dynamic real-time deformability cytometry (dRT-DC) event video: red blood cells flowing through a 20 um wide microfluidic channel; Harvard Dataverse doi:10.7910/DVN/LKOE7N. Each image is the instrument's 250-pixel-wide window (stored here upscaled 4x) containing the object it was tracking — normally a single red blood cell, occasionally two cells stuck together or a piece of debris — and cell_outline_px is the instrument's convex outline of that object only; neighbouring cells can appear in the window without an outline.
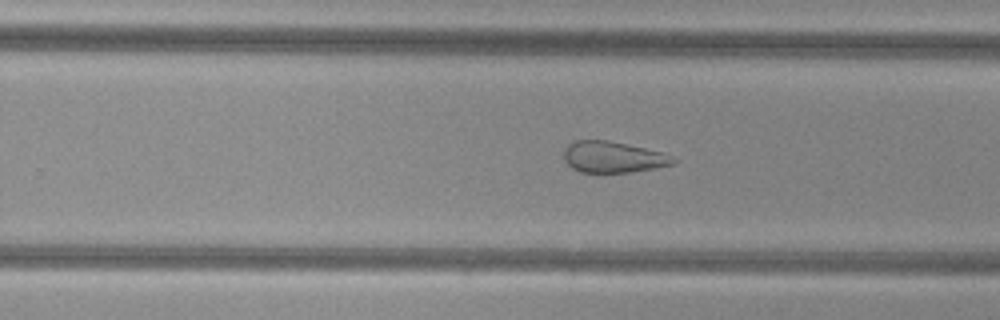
{"species": "common noctule bat (a hibernating species)", "species_latin": "Nyctalus noctula", "temperature_condition": "cold", "stored_images_in_passage": 46, "camera_frame_rate_fps": 3000, "um_per_image_px": 0.085, "animal": {"sex": "female", "body_mass_g": 29.2, "forearm_length_mm": 56.3}, "frame": {"image": 1, "passage_image": 27, "time_ms": 8.667, "image_size_px": [1000, 320], "cell_outline_px": [[680, 160], [672, 164], [656, 168], [628, 172], [580, 172], [572, 168], [564, 160], [564, 148], [568, 144], [576, 140], [608, 140], [628, 144], [664, 152]], "centroid_in_image_um": [52.13, 13.34], "position_along_channel_um": 277.7, "area_um2": 20.06}}